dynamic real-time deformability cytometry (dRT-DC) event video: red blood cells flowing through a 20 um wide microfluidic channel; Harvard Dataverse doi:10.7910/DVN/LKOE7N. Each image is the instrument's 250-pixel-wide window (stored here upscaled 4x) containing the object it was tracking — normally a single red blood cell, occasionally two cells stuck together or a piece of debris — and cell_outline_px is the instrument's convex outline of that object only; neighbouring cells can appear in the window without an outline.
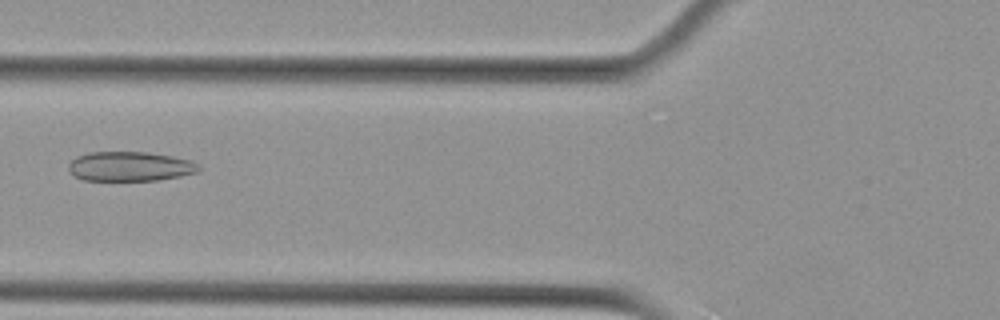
{"species": "Egyptian fruit bat (a non-hibernating species)", "species_latin": "Rousettus aegyptiacus", "temperature_condition": "cold", "stored_images_in_passage": 5, "camera_frame_rate_fps": 3000, "um_per_image_px": 0.085, "animal": {"sex": "female"}, "frame": {"image": 1, "passage_image": 5, "time_ms": 1.333, "image_size_px": [1000, 320], "cell_outline_px": [[200, 172], [180, 176], [156, 180], [84, 180], [72, 176], [68, 172], [68, 164], [76, 156], [88, 152], [148, 152], [172, 156], [192, 160], [200, 168]], "centroid_in_image_um": [11.02, 14.14], "position_along_channel_um": 114.8, "area_um2": 22.6}}